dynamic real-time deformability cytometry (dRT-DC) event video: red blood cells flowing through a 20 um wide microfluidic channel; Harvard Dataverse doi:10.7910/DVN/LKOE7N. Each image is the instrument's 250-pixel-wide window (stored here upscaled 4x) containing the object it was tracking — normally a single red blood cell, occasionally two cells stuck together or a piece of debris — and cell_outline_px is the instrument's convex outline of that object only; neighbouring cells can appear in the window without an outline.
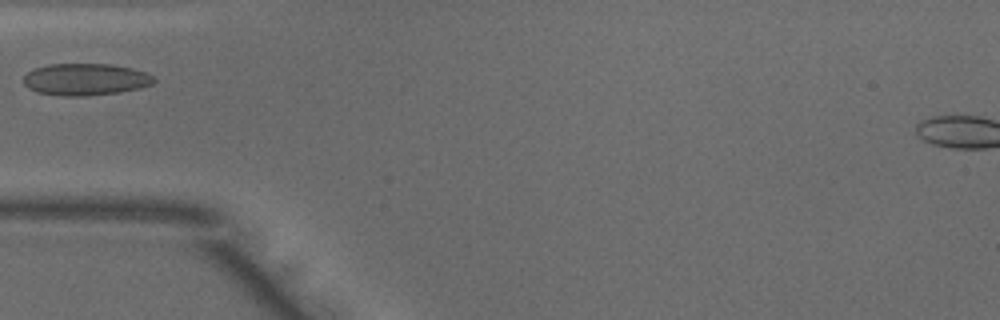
{"species": "common noctule bat (a hibernating species)", "species_latin": "Nyctalus noctula", "temperature_condition": "warm", "stored_images_in_passage": 20, "camera_frame_rate_fps": 3000, "um_per_image_px": 0.085, "animal": {"sex": "male", "body_mass_g": 18.8}, "frame": {"image": 1, "passage_image": 1, "time_ms": 0.0, "image_size_px": [1000, 320], "cell_outline_px": [[156, 80], [152, 84], [140, 88], [120, 92], [88, 96], [64, 96], [36, 92], [28, 88], [24, 84], [24, 76], [28, 72], [36, 68], [48, 64], [108, 64], [132, 68], [144, 72], [152, 76]], "centroid_in_image_um": [7.26, 6.76], "position_along_channel_um": 77.7, "area_um2": 24.22}}
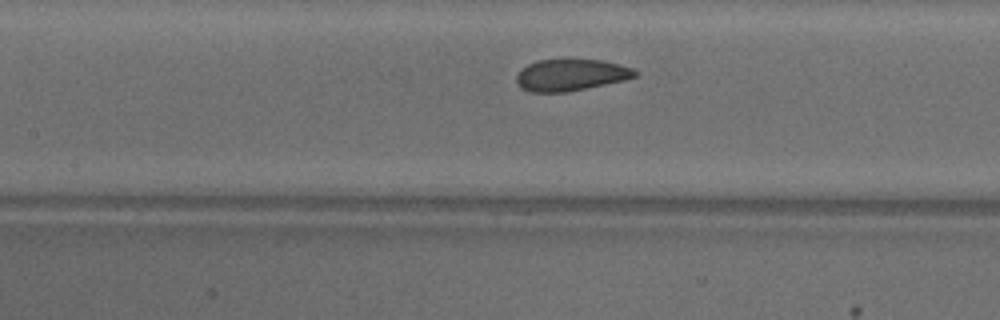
{"frame": {"image": 2, "passage_image": 7, "time_ms": 2.0, "image_size_px": [1000, 320], "cell_outline_px": [[640, 72], [636, 76], [624, 80], [564, 92], [528, 92], [520, 88], [516, 84], [516, 76], [528, 64], [536, 60], [604, 60], [632, 68]], "centroid_in_image_um": [48.5, 6.37], "position_along_channel_um": 158.9, "area_um2": 21.68}}
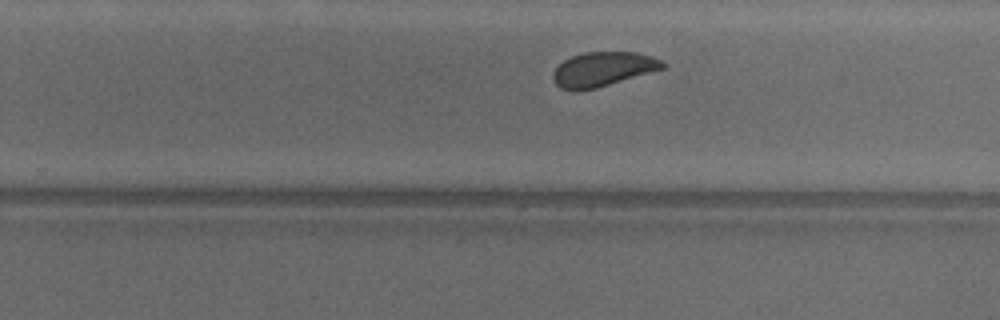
{"frame": {"image": 3, "passage_image": 16, "time_ms": 5.0, "image_size_px": [1000, 320], "cell_outline_px": [[668, 64], [664, 68], [596, 88], [572, 92], [560, 88], [556, 84], [552, 76], [552, 72], [564, 60], [572, 56], [584, 52], [636, 52], [652, 56]], "centroid_in_image_um": [51.22, 5.88], "position_along_channel_um": 278.6, "area_um2": 21.96}}